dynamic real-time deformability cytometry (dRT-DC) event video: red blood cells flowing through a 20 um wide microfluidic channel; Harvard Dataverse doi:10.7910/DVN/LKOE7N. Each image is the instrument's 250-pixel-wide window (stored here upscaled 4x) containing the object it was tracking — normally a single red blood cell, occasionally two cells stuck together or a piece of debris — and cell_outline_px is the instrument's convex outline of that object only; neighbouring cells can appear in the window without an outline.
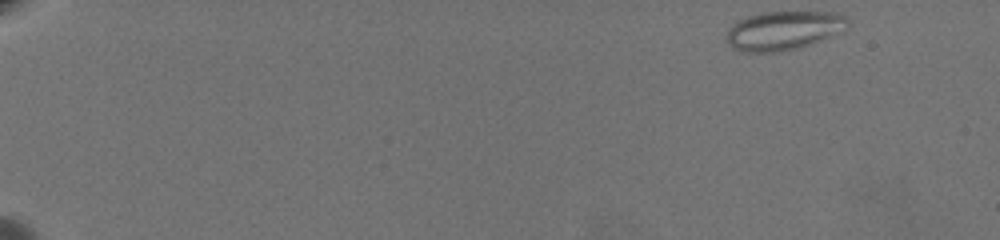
{"species": "common noctule bat (a hibernating species)", "species_latin": "Nyctalus noctula", "temperature_condition": "warm", "stored_images_in_passage": 60, "camera_frame_rate_fps": 3000, "um_per_image_px": 0.085, "animal": {"sex": "female", "body_mass_g": 19.5, "forearm_length_mm": 54.1}, "frame": {"image": 1, "passage_image": 1, "time_ms": 0.0, "image_size_px": [1000, 240], "cell_outline_px": [[848, 24], [828, 36], [800, 48], [776, 52], [740, 52], [732, 48], [724, 40], [732, 24], [748, 16], [764, 12], [840, 12], [848, 16]], "centroid_in_image_um": [66.54, 2.59], "position_along_channel_um": 18.5, "area_um2": 27.28}}
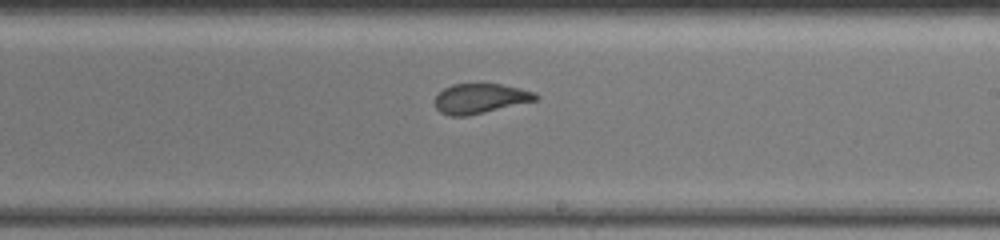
{"frame": {"image": 2, "passage_image": 37, "time_ms": 12.0, "image_size_px": [1000, 240], "cell_outline_px": [[540, 96], [536, 100], [468, 116], [448, 116], [440, 112], [436, 108], [436, 96], [444, 88], [452, 84], [500, 84], [520, 88], [536, 92]], "centroid_in_image_um": [40.82, 8.37], "position_along_channel_um": 248.2, "area_um2": 17.46}}
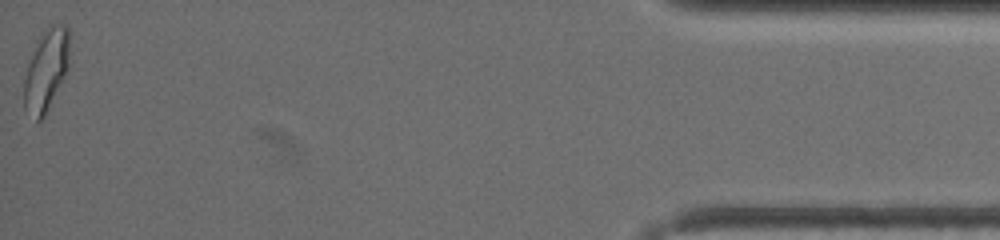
{"frame": {"image": 3, "passage_image": 60, "time_ms": 19.667, "image_size_px": [1000, 240], "cell_outline_px": [[68, 68], [44, 116], [40, 120], [36, 120], [24, 108], [24, 80], [28, 64], [36, 40], [52, 24], [68, 24]], "centroid_in_image_um": [3.91, 5.93], "position_along_channel_um": 431.3, "area_um2": 21.15}, "authors_computed_cell_mechanics": {"area_um2": 19.2474, "velocity_mm_per_s": 3.3741, "shape_relaxation_time_tau1_ms": 10.2728, "shape_relaxation_time_tau2_ms": 1.23, "deformation_change_tau1": 0.2108, "deformation_change_tau2": 0.0652}}